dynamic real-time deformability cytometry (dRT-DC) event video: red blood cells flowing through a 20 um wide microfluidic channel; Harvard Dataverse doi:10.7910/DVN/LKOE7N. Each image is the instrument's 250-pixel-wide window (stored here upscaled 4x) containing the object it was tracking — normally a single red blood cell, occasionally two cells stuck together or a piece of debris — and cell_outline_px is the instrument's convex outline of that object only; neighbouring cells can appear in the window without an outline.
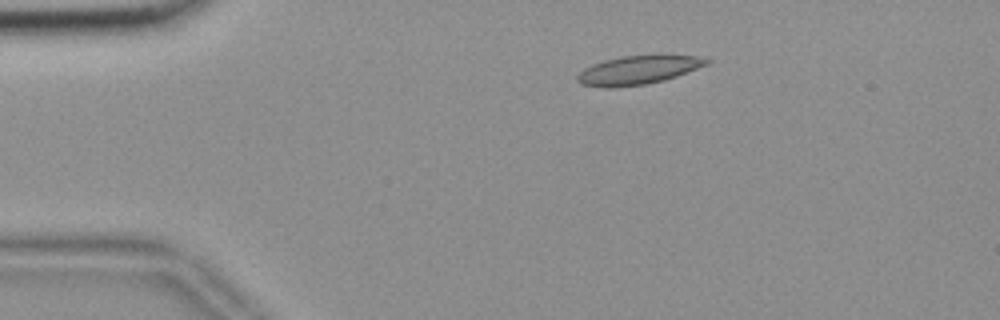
{"species": "common noctule bat (a hibernating species)", "species_latin": "Nyctalus noctula", "temperature_condition": "room temperature", "stored_images_in_passage": 46, "camera_frame_rate_fps": 3000, "um_per_image_px": 0.085, "animal": {"sex": "female", "body_mass_g": 18.4}, "frame": {"image": 1, "passage_image": 1, "time_ms": 0.0, "image_size_px": [1000, 320], "cell_outline_px": [[712, 60], [708, 64], [676, 76], [664, 80], [648, 84], [612, 88], [604, 88], [580, 84], [576, 80], [576, 76], [584, 68], [592, 64], [604, 60], [624, 56], [696, 56]], "centroid_in_image_um": [54.18, 5.98], "position_along_channel_um": 30.8, "area_um2": 21.39}}
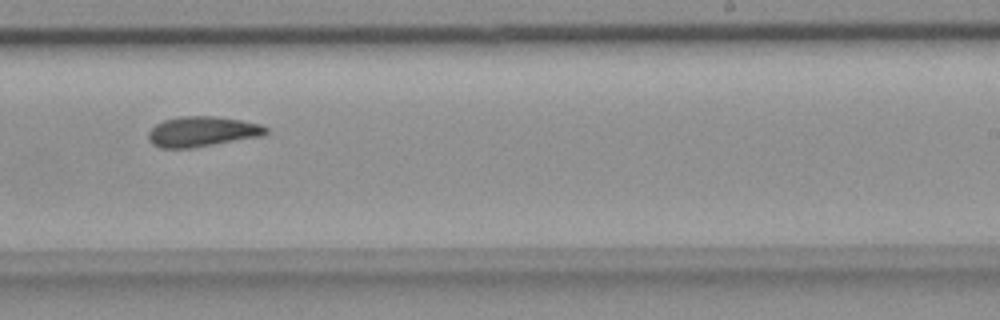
{"frame": {"image": 2, "passage_image": 25, "time_ms": 8.0, "image_size_px": [1000, 320], "cell_outline_px": [[268, 132], [260, 136], [192, 148], [160, 148], [152, 144], [148, 140], [148, 132], [156, 124], [164, 120], [180, 116], [216, 116], [240, 120], [260, 124], [268, 128]], "centroid_in_image_um": [17.15, 11.18], "position_along_channel_um": 271.9, "area_um2": 20.63}}
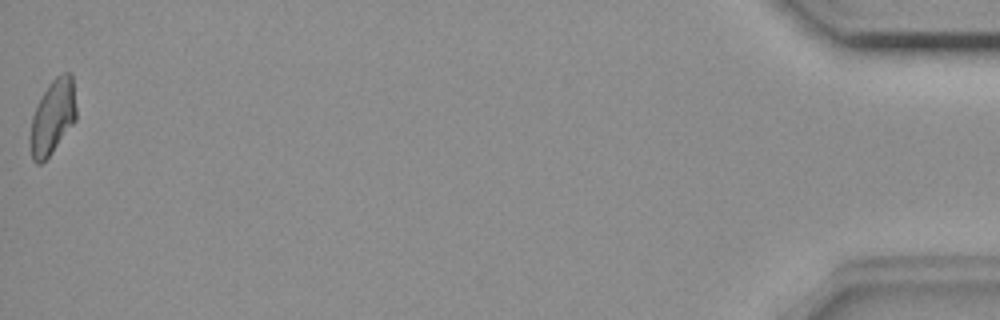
{"frame": {"image": 3, "passage_image": 46, "time_ms": 15.0, "image_size_px": [1000, 320], "cell_outline_px": [[76, 120], [52, 152], [40, 164], [36, 164], [32, 160], [28, 140], [28, 136], [32, 116], [36, 104], [48, 84], [56, 76], [64, 72], [72, 72], [76, 108]], "centroid_in_image_um": [4.44, 9.94], "position_along_channel_um": 430.8, "area_um2": 20.4}, "authors_computed_cell_mechanics": {"area_um2": 20.3456, "velocity_mm_per_s": 3.6572, "shape_relaxation_time_tau1_ms": null, "shape_relaxation_time_tau2_ms": 3.5138, "deformation_change_tau1": null, "deformation_change_tau2": 0.1108}}